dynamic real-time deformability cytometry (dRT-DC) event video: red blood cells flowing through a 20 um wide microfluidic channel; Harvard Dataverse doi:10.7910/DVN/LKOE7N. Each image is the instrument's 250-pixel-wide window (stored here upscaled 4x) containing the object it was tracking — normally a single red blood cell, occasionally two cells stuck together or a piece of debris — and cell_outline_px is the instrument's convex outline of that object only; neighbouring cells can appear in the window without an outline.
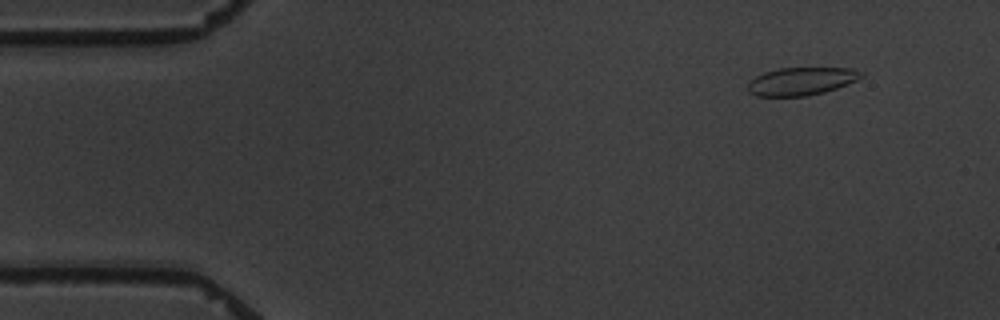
{"species": "common noctule bat (a hibernating species)", "species_latin": "Nyctalus noctula", "temperature_condition": "warm", "stored_images_in_passage": 5, "camera_frame_rate_fps": 3000, "um_per_image_px": 0.085, "animal": {"sex": "male", "body_mass_g": 19.5, "forearm_length_mm": 54.6}, "frame": {"image": 1, "passage_image": 1, "time_ms": 0.0, "image_size_px": [1000, 320], "cell_outline_px": [[864, 76], [856, 80], [836, 88], [824, 92], [808, 96], [756, 96], [748, 92], [748, 84], [756, 76], [764, 72], [780, 68], [852, 68], [864, 72]], "centroid_in_image_um": [68.12, 6.9], "position_along_channel_um": 16.9, "area_um2": 18.38}}
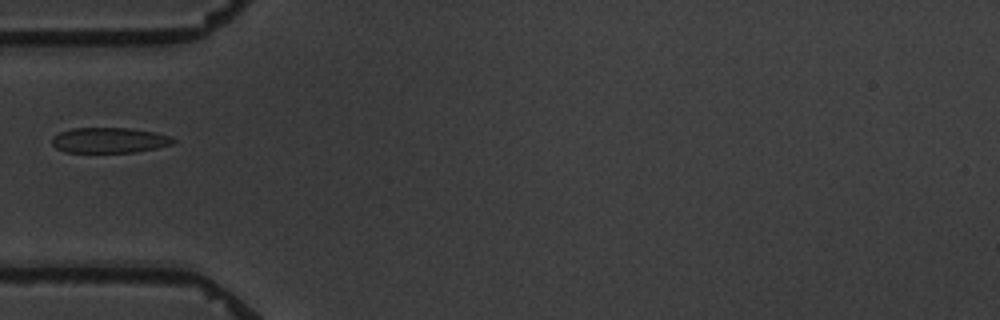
{"frame": {"image": 2, "passage_image": 5, "time_ms": 4.333, "image_size_px": [1000, 320], "cell_outline_px": [[176, 140], [172, 144], [156, 148], [136, 152], [64, 152], [56, 148], [52, 144], [52, 136], [60, 132], [72, 128], [128, 128], [156, 132], [172, 136]], "centroid_in_image_um": [9.3, 11.92], "position_along_channel_um": 75.7, "area_um2": 18.03}}